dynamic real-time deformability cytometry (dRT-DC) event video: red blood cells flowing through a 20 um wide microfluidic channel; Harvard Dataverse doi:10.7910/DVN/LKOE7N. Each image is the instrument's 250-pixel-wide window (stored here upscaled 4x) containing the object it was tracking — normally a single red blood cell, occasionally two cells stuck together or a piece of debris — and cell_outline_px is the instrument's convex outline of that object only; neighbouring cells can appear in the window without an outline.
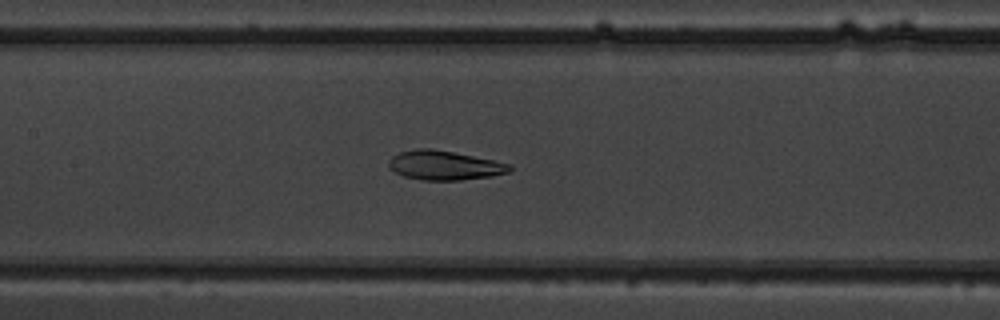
{"species": "common noctule bat (a hibernating species)", "species_latin": "Nyctalus noctula", "temperature_condition": "warm", "stored_images_in_passage": 45, "camera_frame_rate_fps": 3000, "um_per_image_px": 0.085, "animal": {"sex": "male", "body_mass_g": 19.5, "forearm_length_mm": 54.6}, "frame": {"image": 1, "passage_image": 25, "time_ms": 8.0, "image_size_px": [1000, 320], "cell_outline_px": [[512, 168], [508, 172], [492, 176], [460, 180], [420, 180], [404, 176], [388, 168], [388, 160], [392, 156], [400, 152], [416, 148], [432, 148], [512, 164]], "centroid_in_image_um": [37.74, 14.05], "position_along_channel_um": 169.7, "area_um2": 20.58}}
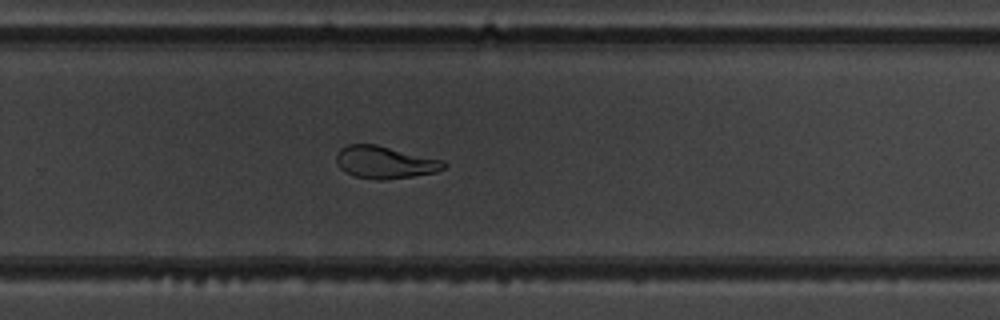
{"frame": {"image": 2, "passage_image": 35, "time_ms": 11.333, "image_size_px": [1000, 320], "cell_outline_px": [[448, 164], [444, 168], [436, 172], [388, 180], [376, 180], [356, 176], [344, 172], [336, 164], [336, 152], [340, 148], [348, 144], [376, 144], [444, 160]], "centroid_in_image_um": [32.7, 13.79], "position_along_channel_um": 297.1, "area_um2": 20.52}}
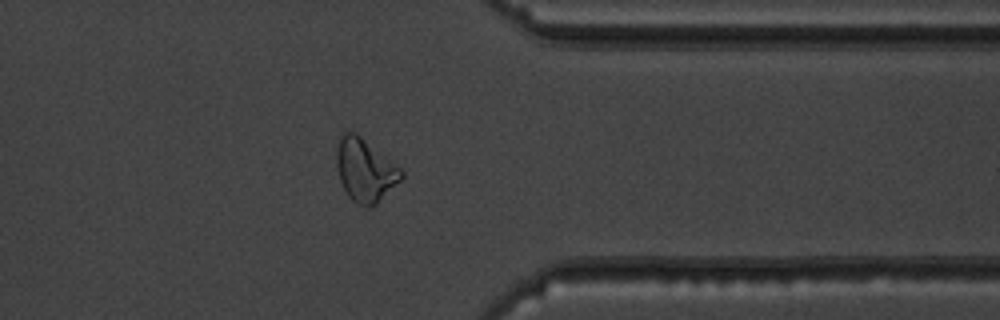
{"frame": {"image": 3, "passage_image": 42, "time_ms": 13.667, "image_size_px": [1000, 320], "cell_outline_px": [[404, 176], [376, 204], [368, 208], [364, 208], [356, 204], [348, 196], [340, 180], [336, 164], [336, 152], [340, 132], [356, 132], [400, 168], [404, 172]], "centroid_in_image_um": [31.0, 14.46], "position_along_channel_um": 380.4, "area_um2": 23.7}, "authors_computed_cell_mechanics": {"area_um2": 22.0218, "velocity_mm_per_s": 3.8426, "shape_relaxation_time_tau1_ms": 6.9688, "shape_relaxation_time_tau2_ms": 3.6353, "deformation_change_tau1": 0.2356, "deformation_change_tau2": 0.1064}}